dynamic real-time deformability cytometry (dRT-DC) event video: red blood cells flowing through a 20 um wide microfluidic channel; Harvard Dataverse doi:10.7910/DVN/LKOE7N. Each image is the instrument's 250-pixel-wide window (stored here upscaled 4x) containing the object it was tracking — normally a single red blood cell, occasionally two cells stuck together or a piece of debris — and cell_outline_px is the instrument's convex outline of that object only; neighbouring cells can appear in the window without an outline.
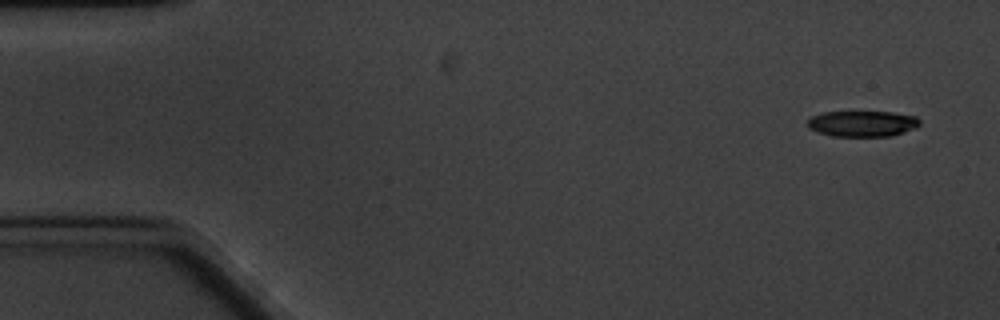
{"species": "common noctule bat (a hibernating species)", "species_latin": "Nyctalus noctula", "temperature_condition": "cold", "stored_images_in_passage": 5, "segment_of_instrument_passage": [1, 2], "camera_frame_rate_fps": 3000, "um_per_image_px": 0.085, "animal": {"sex": "male", "body_mass_g": 20.1, "forearm_length_mm": 53.5}, "frame": {"image": 1, "passage_image": 1, "time_ms": 0.0, "image_size_px": [1000, 320], "cell_outline_px": [[920, 124], [916, 128], [892, 136], [832, 136], [808, 128], [808, 120], [812, 116], [824, 112], [892, 112], [916, 116], [920, 120]], "centroid_in_image_um": [73.34, 10.51], "position_along_channel_um": 11.7, "area_um2": 16.88}}